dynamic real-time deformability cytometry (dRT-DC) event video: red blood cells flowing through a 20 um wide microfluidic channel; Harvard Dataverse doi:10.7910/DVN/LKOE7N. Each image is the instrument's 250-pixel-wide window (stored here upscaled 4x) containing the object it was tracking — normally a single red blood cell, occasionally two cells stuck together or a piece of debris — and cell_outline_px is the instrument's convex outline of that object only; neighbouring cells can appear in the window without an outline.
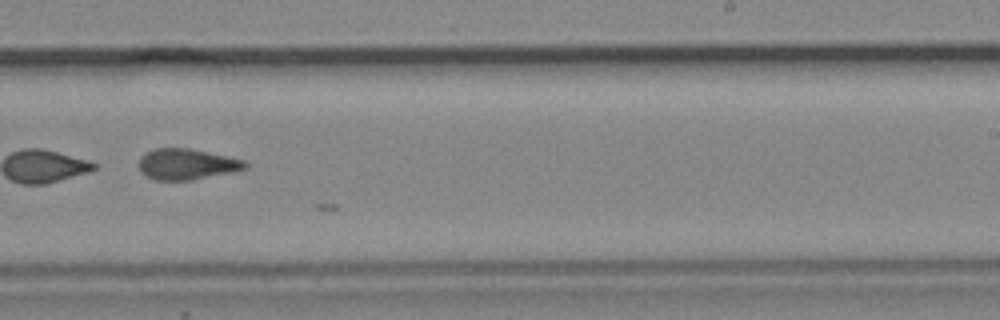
{"species": "common noctule bat (a hibernating species)", "species_latin": "Nyctalus noctula", "temperature_condition": "cold", "stored_images_in_passage": 36, "camera_frame_rate_fps": 3000, "um_per_image_px": 0.085, "animal": {"sex": "male", "body_mass_g": 19.2, "forearm_length_mm": 51.8}, "frame": {"image": 1, "passage_image": 35, "time_ms": 11.333, "image_size_px": [1000, 320], "cell_outline_px": [[248, 168], [232, 172], [192, 180], [156, 180], [140, 172], [140, 156], [152, 148], [192, 148], [244, 160], [248, 164]], "centroid_in_image_um": [15.88, 13.94], "position_along_channel_um": 273.1, "area_um2": 19.19}}